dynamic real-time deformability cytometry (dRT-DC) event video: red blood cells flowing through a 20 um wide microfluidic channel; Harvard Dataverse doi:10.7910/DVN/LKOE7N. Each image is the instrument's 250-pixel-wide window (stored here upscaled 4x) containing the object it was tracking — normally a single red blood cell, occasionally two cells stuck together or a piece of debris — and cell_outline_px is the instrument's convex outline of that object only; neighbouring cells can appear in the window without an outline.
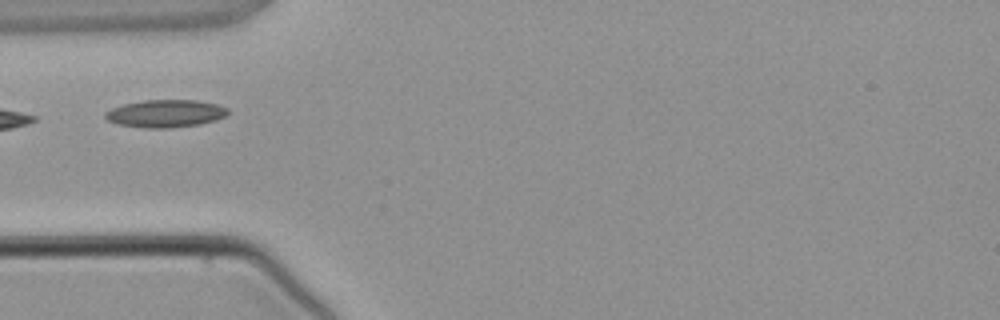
{"species": "common noctule bat (a hibernating species)", "species_latin": "Nyctalus noctula", "temperature_condition": "warm", "stored_images_in_passage": 4, "camera_frame_rate_fps": 3000, "um_per_image_px": 0.085, "animal": {"sex": "male", "body_mass_g": 21.5, "forearm_length_mm": 52.0}, "frame": {"image": 1, "passage_image": 3, "time_ms": 2.333, "image_size_px": [1000, 320], "cell_outline_px": [[228, 112], [224, 116], [216, 120], [200, 124], [168, 128], [144, 128], [116, 124], [108, 120], [104, 116], [104, 112], [112, 108], [124, 104], [144, 100], [196, 100], [216, 104], [228, 108]], "centroid_in_image_um": [14.04, 9.65], "position_along_channel_um": 71.0, "area_um2": 19.71}}